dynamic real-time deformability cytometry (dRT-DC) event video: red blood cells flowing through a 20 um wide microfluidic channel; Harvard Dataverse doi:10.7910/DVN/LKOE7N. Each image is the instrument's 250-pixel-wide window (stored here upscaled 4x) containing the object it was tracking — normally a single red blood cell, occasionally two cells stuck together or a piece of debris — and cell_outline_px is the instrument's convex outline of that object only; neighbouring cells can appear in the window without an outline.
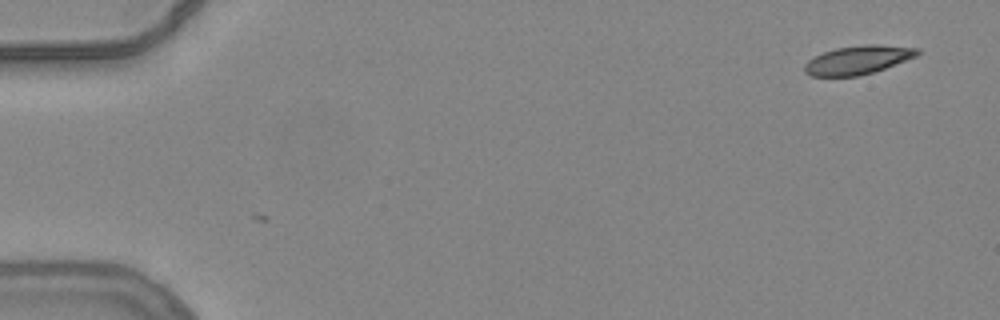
{"species": "common noctule bat (a hibernating species)", "species_latin": "Nyctalus noctula", "temperature_condition": "warm", "stored_images_in_passage": 2, "camera_frame_rate_fps": 3000, "um_per_image_px": 0.085, "animal": {"sex": "female", "body_mass_g": 24.6, "forearm_length_mm": 56.2}, "frame": {"image": 1, "passage_image": 1, "time_ms": 0.0, "image_size_px": [1000, 320], "cell_outline_px": [[920, 52], [916, 56], [884, 68], [872, 72], [856, 76], [812, 76], [804, 72], [804, 64], [808, 60], [824, 52], [836, 48], [864, 44], [876, 44], [920, 48]], "centroid_in_image_um": [72.91, 5.08], "position_along_channel_um": 12.1, "area_um2": 18.61}}